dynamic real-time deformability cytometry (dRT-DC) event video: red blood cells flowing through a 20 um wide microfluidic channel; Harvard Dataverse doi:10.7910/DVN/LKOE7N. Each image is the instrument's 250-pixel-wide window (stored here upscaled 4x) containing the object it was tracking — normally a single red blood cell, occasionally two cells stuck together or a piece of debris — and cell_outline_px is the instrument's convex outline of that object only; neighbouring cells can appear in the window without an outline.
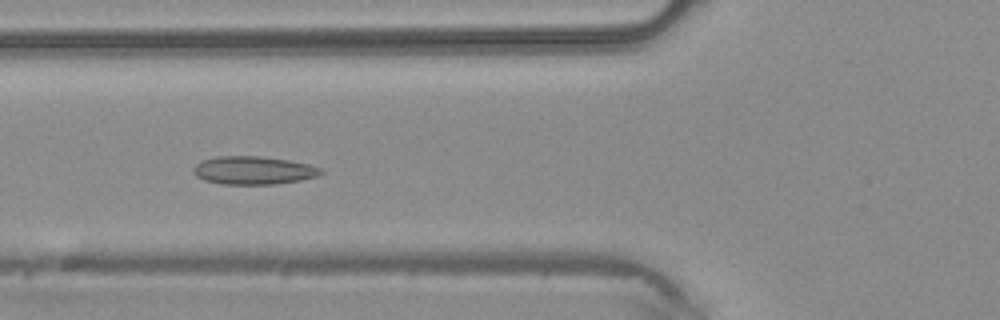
{"species": "common noctule bat (a hibernating species)", "species_latin": "Nyctalus noctula", "temperature_condition": "warm", "stored_images_in_passage": 5, "camera_frame_rate_fps": 3000, "um_per_image_px": 0.085, "animal": {"sex": "male", "body_mass_g": 20.4}, "frame": {"image": 1, "passage_image": 5, "time_ms": 1.333, "image_size_px": [1000, 320], "cell_outline_px": [[324, 172], [316, 176], [300, 180], [276, 184], [220, 184], [204, 180], [196, 176], [192, 172], [192, 168], [196, 164], [204, 160], [216, 156], [260, 156], [288, 160], [308, 164], [324, 168]], "centroid_in_image_um": [21.54, 14.48], "position_along_channel_um": 104.3, "area_um2": 20.98}}